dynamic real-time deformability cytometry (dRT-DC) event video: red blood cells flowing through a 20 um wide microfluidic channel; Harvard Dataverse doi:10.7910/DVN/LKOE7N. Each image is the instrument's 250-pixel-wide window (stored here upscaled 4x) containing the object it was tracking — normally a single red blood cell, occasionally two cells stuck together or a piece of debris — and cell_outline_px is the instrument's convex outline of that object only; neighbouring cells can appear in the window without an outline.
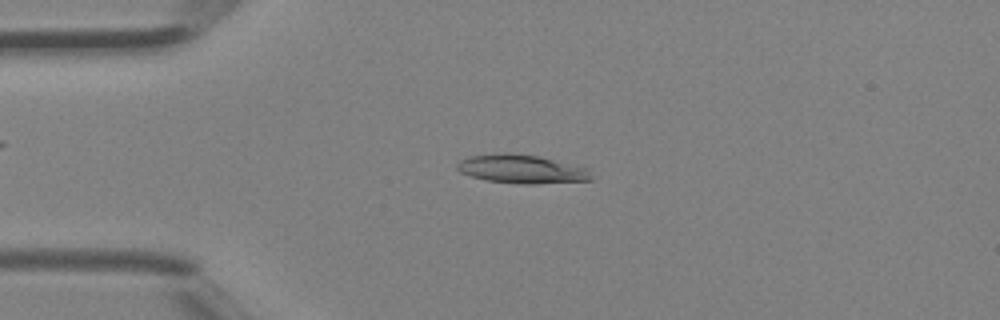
{"species": "Egyptian fruit bat (a non-hibernating species)", "species_latin": "Rousettus aegyptiacus", "temperature_condition": "room temperature", "stored_images_in_passage": 40, "camera_frame_rate_fps": 3000, "um_per_image_px": 0.085, "animal": {"sex": "female"}, "frame": {"image": 1, "passage_image": 9, "time_ms": 2.667, "image_size_px": [1000, 320], "cell_outline_px": [[592, 180], [536, 184], [524, 184], [488, 180], [472, 176], [460, 172], [456, 168], [456, 164], [460, 160], [468, 156], [500, 152], [512, 152], [536, 156], [588, 168], [592, 176]], "centroid_in_image_um": [44.31, 14.36], "position_along_channel_um": 40.7, "area_um2": 22.37}}
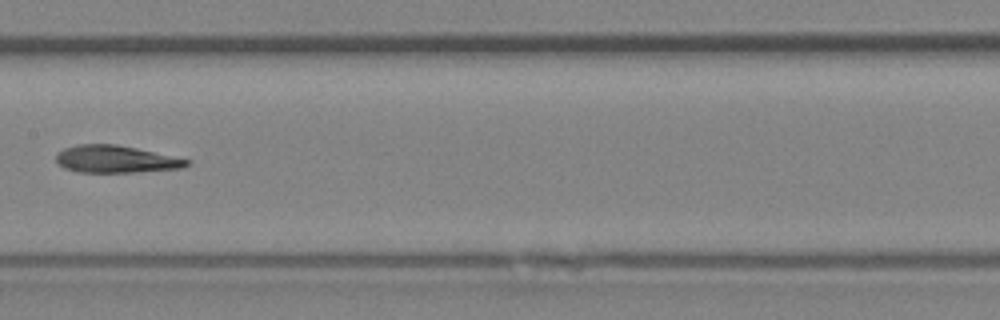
{"frame": {"image": 2, "passage_image": 20, "time_ms": 6.333, "image_size_px": [1000, 320], "cell_outline_px": [[192, 160], [184, 168], [132, 172], [80, 172], [64, 168], [56, 160], [56, 152], [64, 148], [80, 144], [116, 144], [136, 148]], "centroid_in_image_um": [9.84, 13.52], "position_along_channel_um": 197.6, "area_um2": 20.69}}
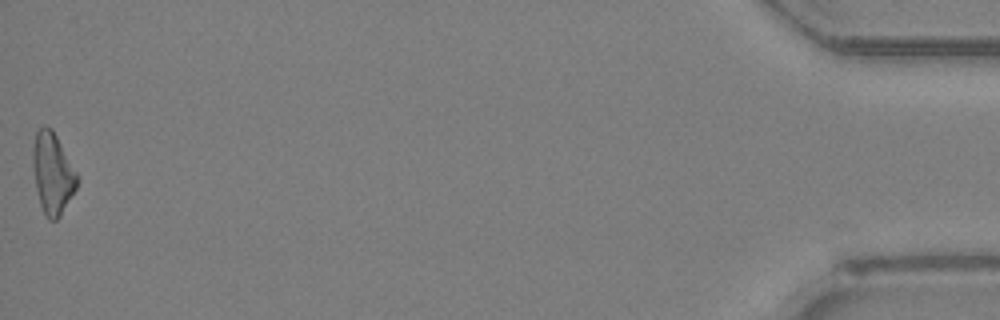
{"frame": {"image": 3, "passage_image": 40, "time_ms": 13.0, "image_size_px": [1000, 320], "cell_outline_px": [[76, 188], [60, 216], [56, 220], [48, 220], [40, 204], [36, 188], [32, 164], [32, 148], [36, 132], [44, 124], [52, 128], [76, 172]], "centroid_in_image_um": [4.43, 14.71], "position_along_channel_um": 430.8, "area_um2": 20.63}}